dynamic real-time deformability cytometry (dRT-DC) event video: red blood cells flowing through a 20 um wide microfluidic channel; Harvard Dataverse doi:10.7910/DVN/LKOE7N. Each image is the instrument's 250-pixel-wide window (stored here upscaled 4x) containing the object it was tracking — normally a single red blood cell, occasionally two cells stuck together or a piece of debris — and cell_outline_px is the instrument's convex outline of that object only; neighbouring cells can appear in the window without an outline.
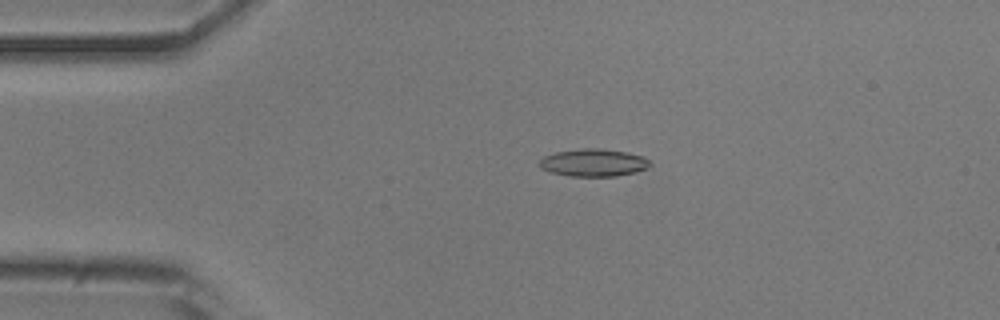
{"species": "common noctule bat (a hibernating species)", "species_latin": "Nyctalus noctula", "temperature_condition": "room temperature", "stored_images_in_passage": 52, "camera_frame_rate_fps": 3000, "um_per_image_px": 0.085, "animal": {"sex": "male", "body_mass_g": 20.5, "forearm_length_mm": 52.5}, "frame": {"image": 1, "passage_image": 11, "time_ms": 3.333, "image_size_px": [1000, 320], "cell_outline_px": [[652, 164], [648, 168], [636, 172], [616, 176], [568, 176], [552, 172], [540, 168], [536, 164], [544, 156], [556, 152], [584, 148], [604, 148], [628, 152], [644, 156]], "centroid_in_image_um": [50.46, 13.82], "position_along_channel_um": 34.5, "area_um2": 17.98}}
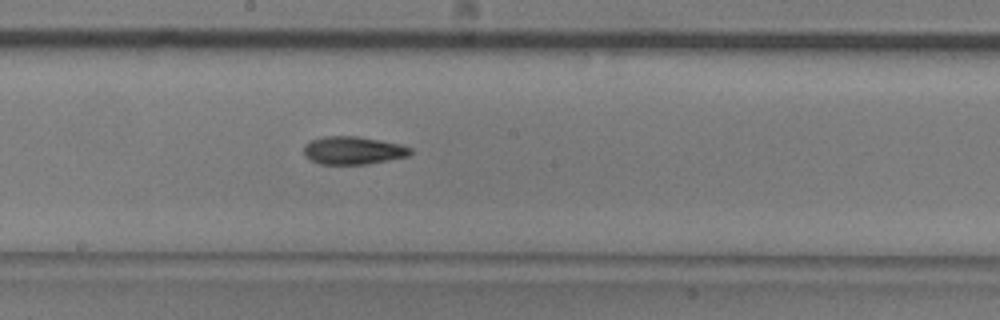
{"frame": {"image": 2, "passage_image": 28, "time_ms": 9.0, "image_size_px": [1000, 320], "cell_outline_px": [[412, 152], [408, 156], [368, 164], [320, 164], [304, 156], [304, 144], [312, 140], [324, 136], [356, 136], [380, 140], [400, 144], [412, 148]], "centroid_in_image_um": [30.01, 12.78], "position_along_channel_um": 218.2, "area_um2": 17.34}}
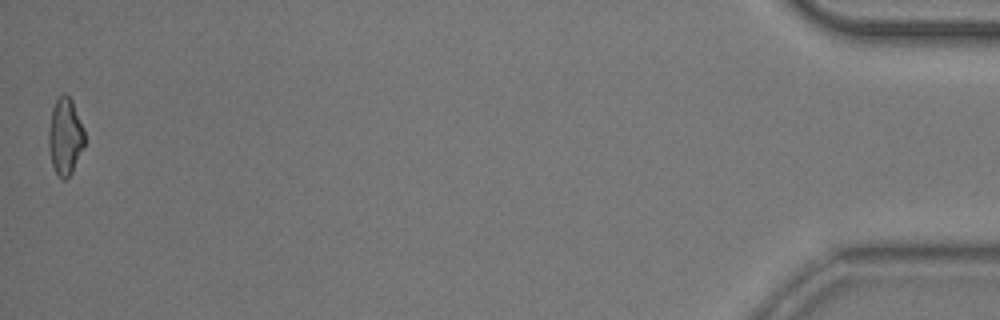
{"frame": {"image": 3, "passage_image": 52, "time_ms": 17.0, "image_size_px": [1000, 320], "cell_outline_px": [[84, 144], [72, 172], [64, 180], [60, 180], [52, 164], [48, 144], [48, 132], [52, 108], [56, 100], [64, 92], [72, 100], [84, 128]], "centroid_in_image_um": [5.53, 11.59], "position_along_channel_um": 429.7, "area_um2": 16.01}, "authors_computed_cell_mechanics": {"area_um2": 17.0799, "velocity_mm_per_s": 3.8618, "shape_relaxation_time_tau1_ms": 5.793, "shape_relaxation_time_tau2_ms": null, "deformation_change_tau1": 0.1815, "deformation_change_tau2": null}}